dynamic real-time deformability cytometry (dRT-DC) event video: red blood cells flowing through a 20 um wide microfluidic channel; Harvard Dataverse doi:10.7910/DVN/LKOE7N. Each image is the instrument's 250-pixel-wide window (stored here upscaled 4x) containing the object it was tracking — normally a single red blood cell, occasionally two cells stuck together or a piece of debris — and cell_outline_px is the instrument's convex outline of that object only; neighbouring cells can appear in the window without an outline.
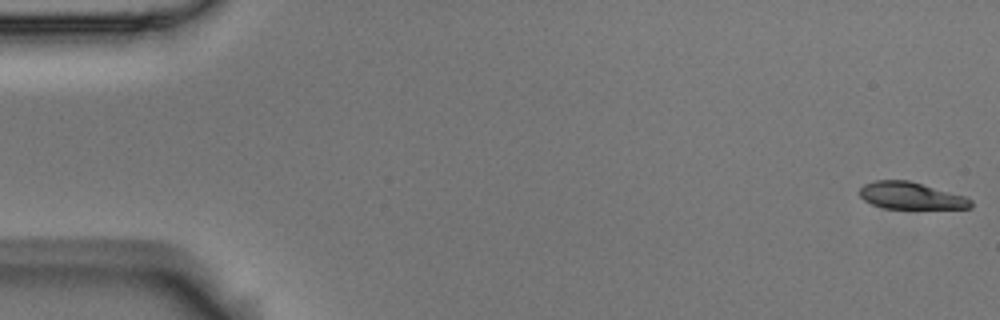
{"species": "Egyptian fruit bat (a non-hibernating species)", "species_latin": "Rousettus aegyptiacus", "temperature_condition": "room temperature", "stored_images_in_passage": 7, "camera_frame_rate_fps": 3000, "um_per_image_px": 0.085, "animal": {"sex": "male"}, "frame": {"image": 1, "passage_image": 1, "time_ms": 0.0, "image_size_px": [1000, 320], "cell_outline_px": [[972, 208], [884, 208], [872, 204], [864, 200], [860, 196], [860, 188], [864, 184], [876, 180], [908, 180], [964, 196], [972, 200]], "centroid_in_image_um": [77.41, 16.63], "position_along_channel_um": 7.6, "area_um2": 17.22}}
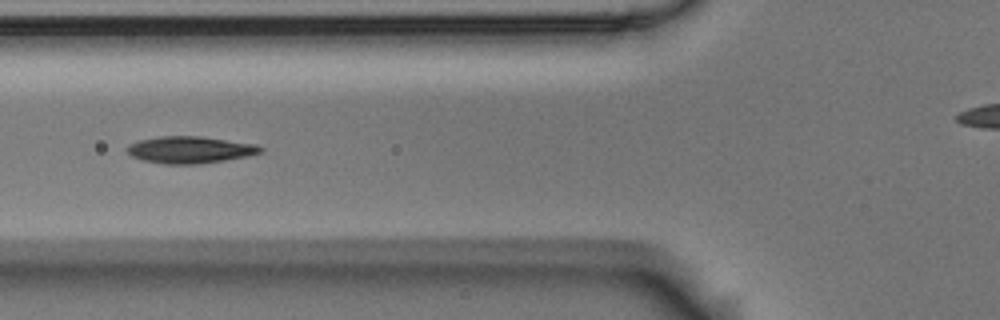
{"frame": {"image": 2, "passage_image": 6, "time_ms": 1.667, "image_size_px": [1000, 320], "cell_outline_px": [[264, 152], [248, 156], [224, 160], [196, 164], [164, 164], [144, 160], [132, 156], [124, 148], [128, 144], [140, 140], [160, 136], [200, 136], [260, 144], [264, 148]], "centroid_in_image_um": [16.2, 12.72], "position_along_channel_um": 109.6, "area_um2": 21.1}}
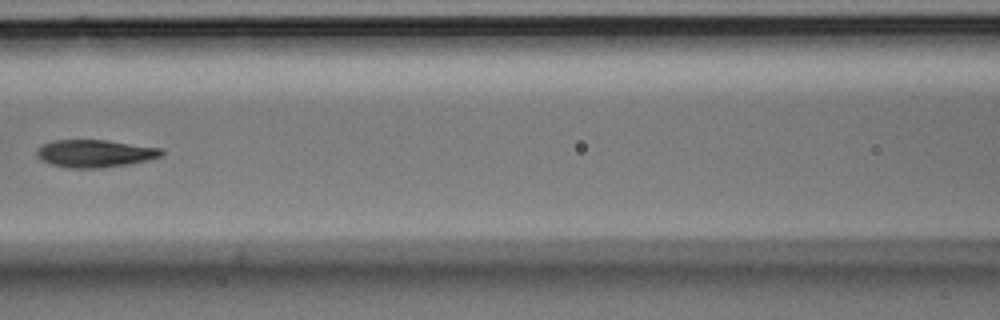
{"frame": {"image": 3, "passage_image": 7, "time_ms": 2.0, "image_size_px": [1000, 320], "cell_outline_px": [[164, 156], [148, 160], [128, 164], [96, 168], [68, 168], [48, 164], [40, 160], [36, 156], [36, 148], [40, 144], [56, 140], [108, 140], [164, 148]], "centroid_in_image_um": [8.06, 13.04], "position_along_channel_um": 158.5, "area_um2": 20.46}}